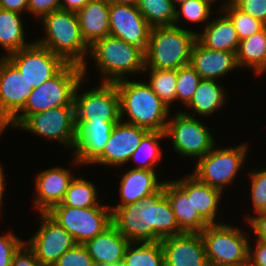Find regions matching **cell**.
I'll return each mask as SVG.
<instances>
[{"mask_svg":"<svg viewBox=\"0 0 266 266\" xmlns=\"http://www.w3.org/2000/svg\"><path fill=\"white\" fill-rule=\"evenodd\" d=\"M112 224L129 242H158L183 233L163 186L141 201L110 207Z\"/></svg>","mask_w":266,"mask_h":266,"instance_id":"1","label":"cell"},{"mask_svg":"<svg viewBox=\"0 0 266 266\" xmlns=\"http://www.w3.org/2000/svg\"><path fill=\"white\" fill-rule=\"evenodd\" d=\"M120 96V120L147 129L165 132L170 108L157 96L147 82L127 78L115 83Z\"/></svg>","mask_w":266,"mask_h":266,"instance_id":"2","label":"cell"},{"mask_svg":"<svg viewBox=\"0 0 266 266\" xmlns=\"http://www.w3.org/2000/svg\"><path fill=\"white\" fill-rule=\"evenodd\" d=\"M40 20L46 36L35 42L61 57L66 63L81 66L85 78V56L89 55V45L82 37L76 12L58 9L44 15Z\"/></svg>","mask_w":266,"mask_h":266,"instance_id":"3","label":"cell"},{"mask_svg":"<svg viewBox=\"0 0 266 266\" xmlns=\"http://www.w3.org/2000/svg\"><path fill=\"white\" fill-rule=\"evenodd\" d=\"M83 79L82 67L67 63L55 76L32 89L24 108L1 131L17 128L28 116L57 107L74 105V92Z\"/></svg>","mask_w":266,"mask_h":266,"instance_id":"4","label":"cell"},{"mask_svg":"<svg viewBox=\"0 0 266 266\" xmlns=\"http://www.w3.org/2000/svg\"><path fill=\"white\" fill-rule=\"evenodd\" d=\"M90 57L104 76L103 83L125 80V74L144 73L145 52L122 39L111 35L93 42L89 46Z\"/></svg>","mask_w":266,"mask_h":266,"instance_id":"5","label":"cell"},{"mask_svg":"<svg viewBox=\"0 0 266 266\" xmlns=\"http://www.w3.org/2000/svg\"><path fill=\"white\" fill-rule=\"evenodd\" d=\"M180 25L153 27L145 52V68L177 70L190 63L196 32Z\"/></svg>","mask_w":266,"mask_h":266,"instance_id":"6","label":"cell"},{"mask_svg":"<svg viewBox=\"0 0 266 266\" xmlns=\"http://www.w3.org/2000/svg\"><path fill=\"white\" fill-rule=\"evenodd\" d=\"M200 234L210 266H248L250 241L241 229L209 224Z\"/></svg>","mask_w":266,"mask_h":266,"instance_id":"7","label":"cell"},{"mask_svg":"<svg viewBox=\"0 0 266 266\" xmlns=\"http://www.w3.org/2000/svg\"><path fill=\"white\" fill-rule=\"evenodd\" d=\"M47 214L74 238L76 244H85L112 224L110 206L78 208L60 203Z\"/></svg>","mask_w":266,"mask_h":266,"instance_id":"8","label":"cell"},{"mask_svg":"<svg viewBox=\"0 0 266 266\" xmlns=\"http://www.w3.org/2000/svg\"><path fill=\"white\" fill-rule=\"evenodd\" d=\"M247 146V143L229 148L216 149L214 146L202 158L196 160L193 175L223 193L227 185L234 183L239 169L243 167L248 152Z\"/></svg>","mask_w":266,"mask_h":266,"instance_id":"9","label":"cell"},{"mask_svg":"<svg viewBox=\"0 0 266 266\" xmlns=\"http://www.w3.org/2000/svg\"><path fill=\"white\" fill-rule=\"evenodd\" d=\"M194 115L179 110L168 120L165 134L166 139L172 138L175 152L199 160L213 149L215 140L208 127Z\"/></svg>","mask_w":266,"mask_h":266,"instance_id":"10","label":"cell"},{"mask_svg":"<svg viewBox=\"0 0 266 266\" xmlns=\"http://www.w3.org/2000/svg\"><path fill=\"white\" fill-rule=\"evenodd\" d=\"M17 128L58 141L67 148L76 143L75 106L68 105L28 116Z\"/></svg>","mask_w":266,"mask_h":266,"instance_id":"11","label":"cell"},{"mask_svg":"<svg viewBox=\"0 0 266 266\" xmlns=\"http://www.w3.org/2000/svg\"><path fill=\"white\" fill-rule=\"evenodd\" d=\"M83 79L74 92L75 121L120 120V96L115 83H103L99 87L78 94Z\"/></svg>","mask_w":266,"mask_h":266,"instance_id":"12","label":"cell"},{"mask_svg":"<svg viewBox=\"0 0 266 266\" xmlns=\"http://www.w3.org/2000/svg\"><path fill=\"white\" fill-rule=\"evenodd\" d=\"M6 58L24 75L33 89L55 76L67 64L61 57L34 41Z\"/></svg>","mask_w":266,"mask_h":266,"instance_id":"13","label":"cell"},{"mask_svg":"<svg viewBox=\"0 0 266 266\" xmlns=\"http://www.w3.org/2000/svg\"><path fill=\"white\" fill-rule=\"evenodd\" d=\"M41 225L25 244L43 266H54L58 259L76 242L74 238L47 213H39Z\"/></svg>","mask_w":266,"mask_h":266,"instance_id":"14","label":"cell"},{"mask_svg":"<svg viewBox=\"0 0 266 266\" xmlns=\"http://www.w3.org/2000/svg\"><path fill=\"white\" fill-rule=\"evenodd\" d=\"M32 89L6 57L0 58V131L24 108Z\"/></svg>","mask_w":266,"mask_h":266,"instance_id":"15","label":"cell"},{"mask_svg":"<svg viewBox=\"0 0 266 266\" xmlns=\"http://www.w3.org/2000/svg\"><path fill=\"white\" fill-rule=\"evenodd\" d=\"M164 193L182 232L201 233L209 225L192 204V174L173 181L164 180Z\"/></svg>","mask_w":266,"mask_h":266,"instance_id":"16","label":"cell"},{"mask_svg":"<svg viewBox=\"0 0 266 266\" xmlns=\"http://www.w3.org/2000/svg\"><path fill=\"white\" fill-rule=\"evenodd\" d=\"M109 35L122 39L146 52L152 27L137 6L111 4L109 8Z\"/></svg>","mask_w":266,"mask_h":266,"instance_id":"17","label":"cell"},{"mask_svg":"<svg viewBox=\"0 0 266 266\" xmlns=\"http://www.w3.org/2000/svg\"><path fill=\"white\" fill-rule=\"evenodd\" d=\"M148 132L147 129L119 120L113 127L102 154L92 164L119 167L128 163Z\"/></svg>","mask_w":266,"mask_h":266,"instance_id":"18","label":"cell"},{"mask_svg":"<svg viewBox=\"0 0 266 266\" xmlns=\"http://www.w3.org/2000/svg\"><path fill=\"white\" fill-rule=\"evenodd\" d=\"M77 129L74 164H92L103 152L117 122L75 121Z\"/></svg>","mask_w":266,"mask_h":266,"instance_id":"19","label":"cell"},{"mask_svg":"<svg viewBox=\"0 0 266 266\" xmlns=\"http://www.w3.org/2000/svg\"><path fill=\"white\" fill-rule=\"evenodd\" d=\"M165 266H210L200 233H181L161 239Z\"/></svg>","mask_w":266,"mask_h":266,"instance_id":"20","label":"cell"},{"mask_svg":"<svg viewBox=\"0 0 266 266\" xmlns=\"http://www.w3.org/2000/svg\"><path fill=\"white\" fill-rule=\"evenodd\" d=\"M73 175L72 171L56 166L42 170L35 176L34 207L39 213H47L63 201Z\"/></svg>","mask_w":266,"mask_h":266,"instance_id":"21","label":"cell"},{"mask_svg":"<svg viewBox=\"0 0 266 266\" xmlns=\"http://www.w3.org/2000/svg\"><path fill=\"white\" fill-rule=\"evenodd\" d=\"M201 79L216 80L238 68L236 53L204 47L197 39L192 46L190 63Z\"/></svg>","mask_w":266,"mask_h":266,"instance_id":"22","label":"cell"},{"mask_svg":"<svg viewBox=\"0 0 266 266\" xmlns=\"http://www.w3.org/2000/svg\"><path fill=\"white\" fill-rule=\"evenodd\" d=\"M129 241L111 224L102 233L88 240L84 245L96 264L123 262Z\"/></svg>","mask_w":266,"mask_h":266,"instance_id":"23","label":"cell"},{"mask_svg":"<svg viewBox=\"0 0 266 266\" xmlns=\"http://www.w3.org/2000/svg\"><path fill=\"white\" fill-rule=\"evenodd\" d=\"M155 172V170L134 168L127 171L120 181L121 203L110 207H121L138 202L158 191L163 186L164 181H158L157 173Z\"/></svg>","mask_w":266,"mask_h":266,"instance_id":"24","label":"cell"},{"mask_svg":"<svg viewBox=\"0 0 266 266\" xmlns=\"http://www.w3.org/2000/svg\"><path fill=\"white\" fill-rule=\"evenodd\" d=\"M109 8L110 4L106 0H90L76 12L82 37L89 46L109 35Z\"/></svg>","mask_w":266,"mask_h":266,"instance_id":"25","label":"cell"},{"mask_svg":"<svg viewBox=\"0 0 266 266\" xmlns=\"http://www.w3.org/2000/svg\"><path fill=\"white\" fill-rule=\"evenodd\" d=\"M196 39L213 50L237 52L240 39L231 20L223 13L215 17L201 32H196Z\"/></svg>","mask_w":266,"mask_h":266,"instance_id":"26","label":"cell"},{"mask_svg":"<svg viewBox=\"0 0 266 266\" xmlns=\"http://www.w3.org/2000/svg\"><path fill=\"white\" fill-rule=\"evenodd\" d=\"M236 59L238 67L253 69L257 76L266 72V26L240 41Z\"/></svg>","mask_w":266,"mask_h":266,"instance_id":"27","label":"cell"},{"mask_svg":"<svg viewBox=\"0 0 266 266\" xmlns=\"http://www.w3.org/2000/svg\"><path fill=\"white\" fill-rule=\"evenodd\" d=\"M225 95L224 88L216 80L201 79L186 108L193 109L198 115L212 116L226 104Z\"/></svg>","mask_w":266,"mask_h":266,"instance_id":"28","label":"cell"},{"mask_svg":"<svg viewBox=\"0 0 266 266\" xmlns=\"http://www.w3.org/2000/svg\"><path fill=\"white\" fill-rule=\"evenodd\" d=\"M21 14L0 8V45L7 52L6 57L30 46L33 42L25 41V32Z\"/></svg>","mask_w":266,"mask_h":266,"instance_id":"29","label":"cell"},{"mask_svg":"<svg viewBox=\"0 0 266 266\" xmlns=\"http://www.w3.org/2000/svg\"><path fill=\"white\" fill-rule=\"evenodd\" d=\"M222 194L220 190L201 182L192 174V204L209 224H219L215 222V218Z\"/></svg>","mask_w":266,"mask_h":266,"instance_id":"30","label":"cell"},{"mask_svg":"<svg viewBox=\"0 0 266 266\" xmlns=\"http://www.w3.org/2000/svg\"><path fill=\"white\" fill-rule=\"evenodd\" d=\"M123 263L124 266H165L161 242H130Z\"/></svg>","mask_w":266,"mask_h":266,"instance_id":"31","label":"cell"},{"mask_svg":"<svg viewBox=\"0 0 266 266\" xmlns=\"http://www.w3.org/2000/svg\"><path fill=\"white\" fill-rule=\"evenodd\" d=\"M162 138H166V134L165 132L161 131H149L143 137L140 144L129 159L130 162L131 160H134V162L138 163L134 169H155L156 164L159 163L162 157V150L159 145V141H161ZM139 159H141V162Z\"/></svg>","mask_w":266,"mask_h":266,"instance_id":"32","label":"cell"},{"mask_svg":"<svg viewBox=\"0 0 266 266\" xmlns=\"http://www.w3.org/2000/svg\"><path fill=\"white\" fill-rule=\"evenodd\" d=\"M137 8L152 28L174 25L177 7L172 0H139Z\"/></svg>","mask_w":266,"mask_h":266,"instance_id":"33","label":"cell"},{"mask_svg":"<svg viewBox=\"0 0 266 266\" xmlns=\"http://www.w3.org/2000/svg\"><path fill=\"white\" fill-rule=\"evenodd\" d=\"M98 193L94 184L84 178L75 177L71 180L62 205L87 208L92 206H108L99 204Z\"/></svg>","mask_w":266,"mask_h":266,"instance_id":"34","label":"cell"},{"mask_svg":"<svg viewBox=\"0 0 266 266\" xmlns=\"http://www.w3.org/2000/svg\"><path fill=\"white\" fill-rule=\"evenodd\" d=\"M144 72H149V82L151 89L169 107L176 101L177 70H158L145 68Z\"/></svg>","mask_w":266,"mask_h":266,"instance_id":"35","label":"cell"},{"mask_svg":"<svg viewBox=\"0 0 266 266\" xmlns=\"http://www.w3.org/2000/svg\"><path fill=\"white\" fill-rule=\"evenodd\" d=\"M221 7L218 11L224 13L231 20L240 41L259 32L266 26L258 19L239 10L234 4L222 5Z\"/></svg>","mask_w":266,"mask_h":266,"instance_id":"36","label":"cell"},{"mask_svg":"<svg viewBox=\"0 0 266 266\" xmlns=\"http://www.w3.org/2000/svg\"><path fill=\"white\" fill-rule=\"evenodd\" d=\"M211 0H187L179 4L180 9H176V16L174 25L178 26V23L185 18L192 23H206L210 22L208 19L211 12Z\"/></svg>","mask_w":266,"mask_h":266,"instance_id":"37","label":"cell"},{"mask_svg":"<svg viewBox=\"0 0 266 266\" xmlns=\"http://www.w3.org/2000/svg\"><path fill=\"white\" fill-rule=\"evenodd\" d=\"M201 80L198 73L190 64L181 66L177 69V83H176V101L180 100L186 106Z\"/></svg>","mask_w":266,"mask_h":266,"instance_id":"38","label":"cell"},{"mask_svg":"<svg viewBox=\"0 0 266 266\" xmlns=\"http://www.w3.org/2000/svg\"><path fill=\"white\" fill-rule=\"evenodd\" d=\"M251 195L252 203L256 212L266 211V167L263 169L251 170Z\"/></svg>","mask_w":266,"mask_h":266,"instance_id":"39","label":"cell"},{"mask_svg":"<svg viewBox=\"0 0 266 266\" xmlns=\"http://www.w3.org/2000/svg\"><path fill=\"white\" fill-rule=\"evenodd\" d=\"M54 266H95L84 244H75L66 251Z\"/></svg>","mask_w":266,"mask_h":266,"instance_id":"40","label":"cell"},{"mask_svg":"<svg viewBox=\"0 0 266 266\" xmlns=\"http://www.w3.org/2000/svg\"><path fill=\"white\" fill-rule=\"evenodd\" d=\"M24 243L11 232L0 235V266H11L14 254Z\"/></svg>","mask_w":266,"mask_h":266,"instance_id":"41","label":"cell"},{"mask_svg":"<svg viewBox=\"0 0 266 266\" xmlns=\"http://www.w3.org/2000/svg\"><path fill=\"white\" fill-rule=\"evenodd\" d=\"M233 4L266 25V0H235Z\"/></svg>","mask_w":266,"mask_h":266,"instance_id":"42","label":"cell"},{"mask_svg":"<svg viewBox=\"0 0 266 266\" xmlns=\"http://www.w3.org/2000/svg\"><path fill=\"white\" fill-rule=\"evenodd\" d=\"M58 9H61L60 0H28L27 11L37 17L42 18Z\"/></svg>","mask_w":266,"mask_h":266,"instance_id":"43","label":"cell"},{"mask_svg":"<svg viewBox=\"0 0 266 266\" xmlns=\"http://www.w3.org/2000/svg\"><path fill=\"white\" fill-rule=\"evenodd\" d=\"M11 266H43L33 251L24 243L14 254Z\"/></svg>","mask_w":266,"mask_h":266,"instance_id":"44","label":"cell"},{"mask_svg":"<svg viewBox=\"0 0 266 266\" xmlns=\"http://www.w3.org/2000/svg\"><path fill=\"white\" fill-rule=\"evenodd\" d=\"M249 228L255 233L256 239L266 243V211L256 213V216H247Z\"/></svg>","mask_w":266,"mask_h":266,"instance_id":"45","label":"cell"},{"mask_svg":"<svg viewBox=\"0 0 266 266\" xmlns=\"http://www.w3.org/2000/svg\"><path fill=\"white\" fill-rule=\"evenodd\" d=\"M253 249L249 246V264L248 266H266V243L256 240Z\"/></svg>","mask_w":266,"mask_h":266,"instance_id":"46","label":"cell"},{"mask_svg":"<svg viewBox=\"0 0 266 266\" xmlns=\"http://www.w3.org/2000/svg\"><path fill=\"white\" fill-rule=\"evenodd\" d=\"M0 8L22 14L27 12L28 0H0Z\"/></svg>","mask_w":266,"mask_h":266,"instance_id":"47","label":"cell"},{"mask_svg":"<svg viewBox=\"0 0 266 266\" xmlns=\"http://www.w3.org/2000/svg\"><path fill=\"white\" fill-rule=\"evenodd\" d=\"M63 1V2H61ZM90 0H60L61 9L77 12L81 10Z\"/></svg>","mask_w":266,"mask_h":266,"instance_id":"48","label":"cell"},{"mask_svg":"<svg viewBox=\"0 0 266 266\" xmlns=\"http://www.w3.org/2000/svg\"><path fill=\"white\" fill-rule=\"evenodd\" d=\"M3 166L0 165V213H1V206H2V200H3V194L5 191V181H4V174H3Z\"/></svg>","mask_w":266,"mask_h":266,"instance_id":"49","label":"cell"},{"mask_svg":"<svg viewBox=\"0 0 266 266\" xmlns=\"http://www.w3.org/2000/svg\"><path fill=\"white\" fill-rule=\"evenodd\" d=\"M110 5L111 4H125V5H132L137 6L139 0H106Z\"/></svg>","mask_w":266,"mask_h":266,"instance_id":"50","label":"cell"},{"mask_svg":"<svg viewBox=\"0 0 266 266\" xmlns=\"http://www.w3.org/2000/svg\"><path fill=\"white\" fill-rule=\"evenodd\" d=\"M95 266H124L123 262L112 263V264H96Z\"/></svg>","mask_w":266,"mask_h":266,"instance_id":"51","label":"cell"},{"mask_svg":"<svg viewBox=\"0 0 266 266\" xmlns=\"http://www.w3.org/2000/svg\"><path fill=\"white\" fill-rule=\"evenodd\" d=\"M172 1H173L174 5L176 6V5H179L180 3L185 2L187 0H172Z\"/></svg>","mask_w":266,"mask_h":266,"instance_id":"52","label":"cell"},{"mask_svg":"<svg viewBox=\"0 0 266 266\" xmlns=\"http://www.w3.org/2000/svg\"><path fill=\"white\" fill-rule=\"evenodd\" d=\"M212 2L215 0H211ZM235 2V0H225V3L223 5H227V4H233Z\"/></svg>","mask_w":266,"mask_h":266,"instance_id":"53","label":"cell"}]
</instances>
